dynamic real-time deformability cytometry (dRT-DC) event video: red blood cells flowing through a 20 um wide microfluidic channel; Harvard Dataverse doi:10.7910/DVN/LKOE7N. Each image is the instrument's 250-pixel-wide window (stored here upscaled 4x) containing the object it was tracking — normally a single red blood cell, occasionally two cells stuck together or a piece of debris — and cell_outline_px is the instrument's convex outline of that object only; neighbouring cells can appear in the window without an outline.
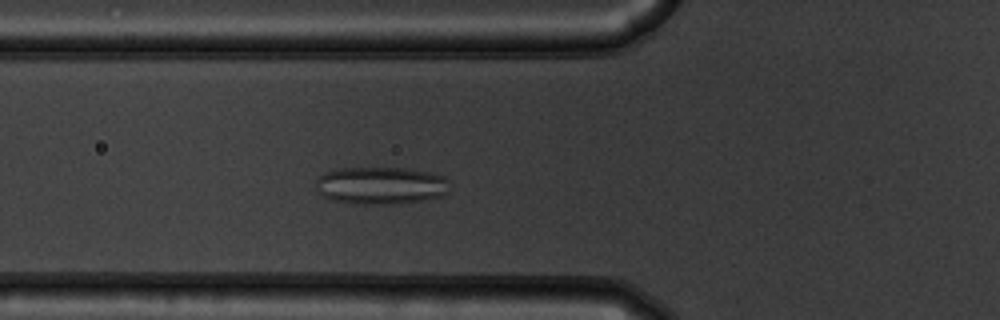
{"species": "common noctule bat (a hibernating species)", "species_latin": "Nyctalus noctula", "temperature_condition": "warm", "stored_images_in_passage": 43, "camera_frame_rate_fps": 3000, "um_per_image_px": 0.085, "animal": {"sex": "male", "body_mass_g": 19.5, "forearm_length_mm": 54.6}, "frame": {"image": 1, "passage_image": 8, "time_ms": 2.333, "image_size_px": [1000, 320], "cell_outline_px": [[448, 192], [444, 196], [424, 200], [400, 204], [352, 204], [332, 200], [324, 196], [316, 188], [316, 180], [324, 172], [340, 168], [404, 168], [432, 172], [444, 176], [448, 180]], "centroid_in_image_um": [32.4, 15.78], "position_along_channel_um": 93.4, "area_um2": 29.59}}
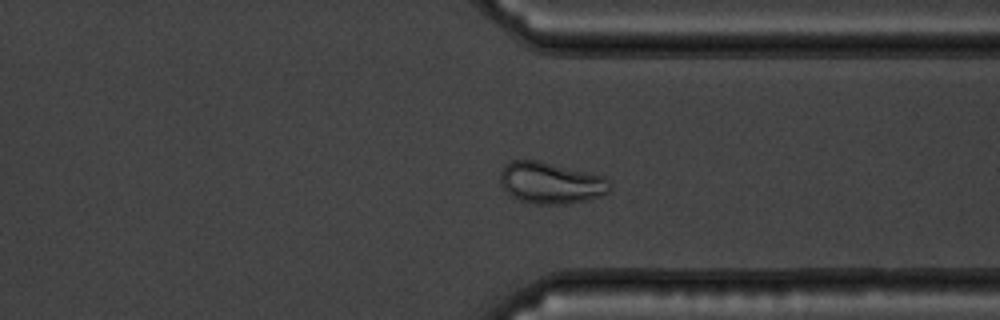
{"frame": {"image": 2, "passage_image": 30, "time_ms": 9.667, "image_size_px": [1000, 320], "cell_outline_px": [[612, 184], [608, 192], [600, 196], [588, 200], [568, 204], [536, 204], [520, 200], [512, 196], [500, 184], [500, 168], [504, 164], [512, 160], [540, 160], [604, 176]], "centroid_in_image_um": [46.81, 15.53], "position_along_channel_um": 364.6, "area_um2": 26.82}}
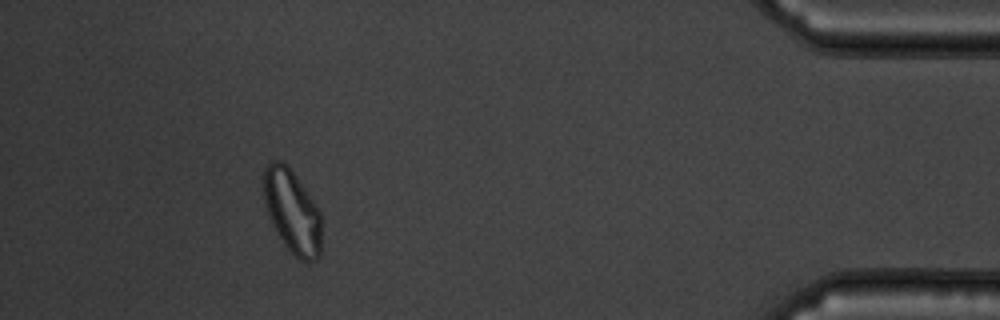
{"frame": {"image": 3, "passage_image": 38, "time_ms": 12.333, "image_size_px": [1000, 320], "cell_outline_px": [[320, 256], [316, 260], [308, 264], [300, 260], [284, 244], [272, 224], [268, 216], [264, 200], [264, 168], [272, 160], [280, 160], [288, 164], [316, 204], [320, 212]], "centroid_in_image_um": [24.84, 17.97], "position_along_channel_um": 410.4, "area_um2": 28.21}, "authors_computed_cell_mechanics": {"area_um2": 26.8192, "velocity_mm_per_s": 3.7011, "shape_relaxation_time_tau1_ms": null, "shape_relaxation_time_tau2_ms": 1.1879, "deformation_change_tau1": null, "deformation_change_tau2": 0.0723}}